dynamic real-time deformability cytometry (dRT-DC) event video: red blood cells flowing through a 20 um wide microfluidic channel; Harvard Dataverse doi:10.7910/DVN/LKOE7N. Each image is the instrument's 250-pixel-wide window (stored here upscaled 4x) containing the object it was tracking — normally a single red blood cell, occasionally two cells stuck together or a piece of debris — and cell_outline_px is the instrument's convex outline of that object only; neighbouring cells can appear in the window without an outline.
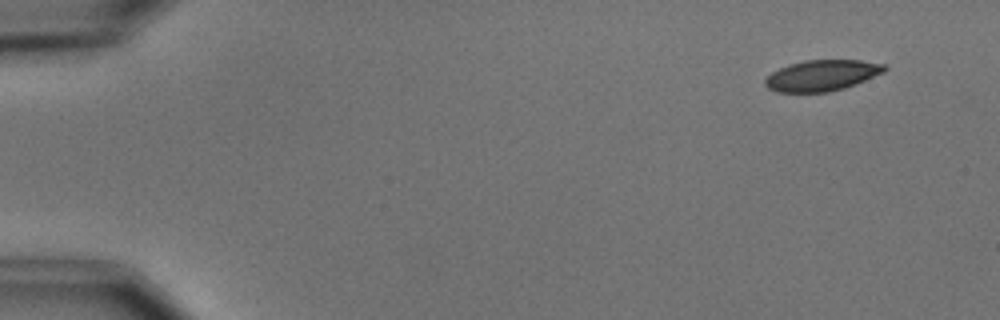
{"species": "common noctule bat (a hibernating species)", "species_latin": "Nyctalus noctula", "temperature_condition": "cold", "stored_images_in_passage": 4, "camera_frame_rate_fps": 3000, "um_per_image_px": 0.085, "animal": {"sex": "male", "body_mass_g": 15.6}, "frame": {"image": 1, "passage_image": 1, "time_ms": 0.0, "image_size_px": [1000, 320], "cell_outline_px": [[888, 68], [884, 72], [856, 84], [844, 88], [828, 92], [776, 92], [768, 88], [764, 84], [764, 80], [772, 72], [788, 64], [804, 60], [860, 60], [888, 64]], "centroid_in_image_um": [69.88, 6.4], "position_along_channel_um": 15.1, "area_um2": 21.68}}